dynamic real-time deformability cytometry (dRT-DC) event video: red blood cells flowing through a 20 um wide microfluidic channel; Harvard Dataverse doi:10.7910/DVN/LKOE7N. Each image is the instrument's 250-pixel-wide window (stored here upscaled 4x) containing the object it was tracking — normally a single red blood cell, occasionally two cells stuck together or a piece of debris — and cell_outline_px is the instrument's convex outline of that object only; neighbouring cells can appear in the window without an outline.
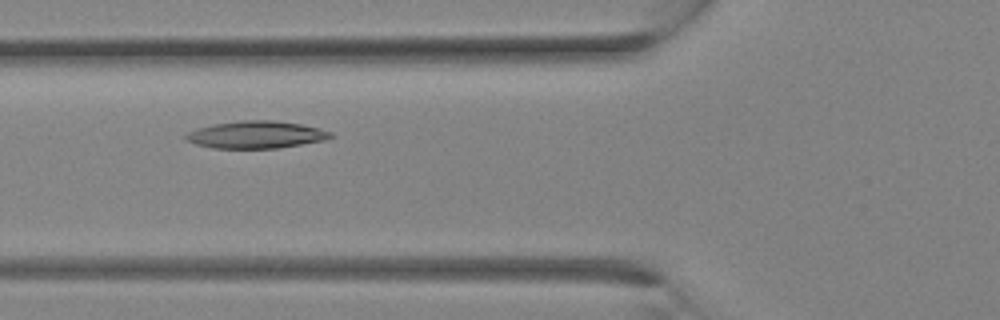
{"species": "Egyptian fruit bat (a non-hibernating species)", "species_latin": "Rousettus aegyptiacus", "temperature_condition": "room temperature", "stored_images_in_passage": 27, "camera_frame_rate_fps": 3000, "um_per_image_px": 0.085, "animal": {"sex": "female"}, "frame": {"image": 1, "passage_image": 8, "time_ms": 2.333, "image_size_px": [1000, 320], "cell_outline_px": [[332, 136], [324, 140], [276, 148], [212, 148], [196, 144], [184, 140], [184, 136], [188, 132], [196, 128], [212, 124], [240, 120], [272, 120], [300, 124], [332, 132]], "centroid_in_image_um": [21.68, 11.44], "position_along_channel_um": 104.1, "area_um2": 22.89}}
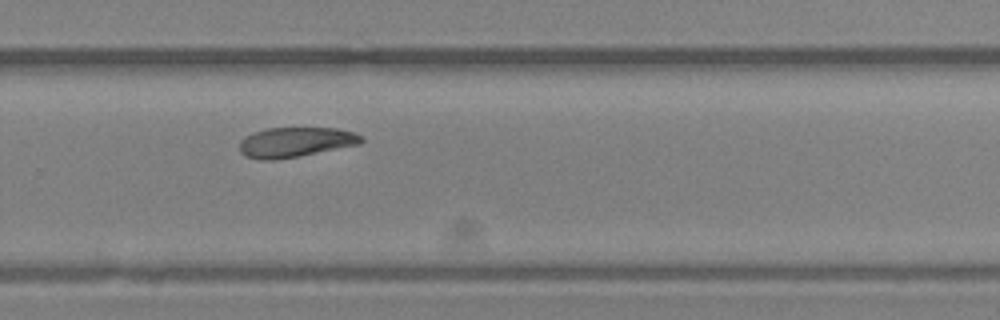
{"frame": {"image": 2, "passage_image": 17, "time_ms": 5.333, "image_size_px": [1000, 320], "cell_outline_px": [[364, 140], [360, 144], [296, 156], [272, 160], [260, 160], [244, 156], [240, 152], [240, 140], [244, 136], [252, 132], [268, 128], [340, 128], [352, 132], [360, 136]], "centroid_in_image_um": [25.06, 12.07], "position_along_channel_um": 304.7, "area_um2": 21.1}}
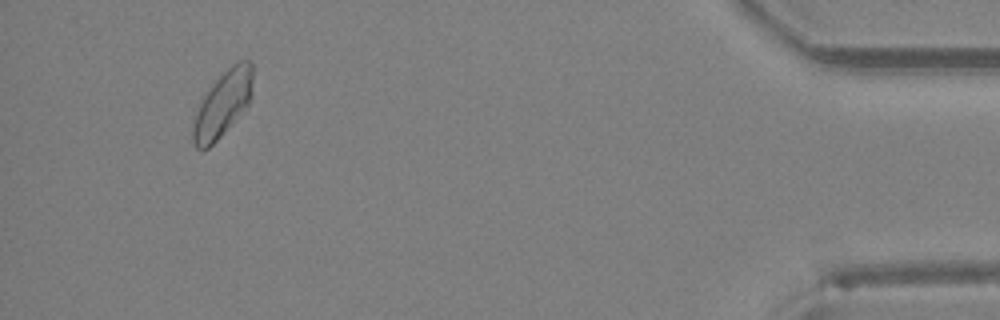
{"frame": {"image": 3, "passage_image": 25, "time_ms": 8.0, "image_size_px": [1000, 320], "cell_outline_px": [[252, 92], [248, 104], [220, 136], [208, 148], [196, 148], [192, 144], [192, 128], [196, 112], [208, 88], [232, 64], [240, 60], [252, 60]], "centroid_in_image_um": [18.92, 8.82], "position_along_channel_um": 416.3, "area_um2": 22.37}}